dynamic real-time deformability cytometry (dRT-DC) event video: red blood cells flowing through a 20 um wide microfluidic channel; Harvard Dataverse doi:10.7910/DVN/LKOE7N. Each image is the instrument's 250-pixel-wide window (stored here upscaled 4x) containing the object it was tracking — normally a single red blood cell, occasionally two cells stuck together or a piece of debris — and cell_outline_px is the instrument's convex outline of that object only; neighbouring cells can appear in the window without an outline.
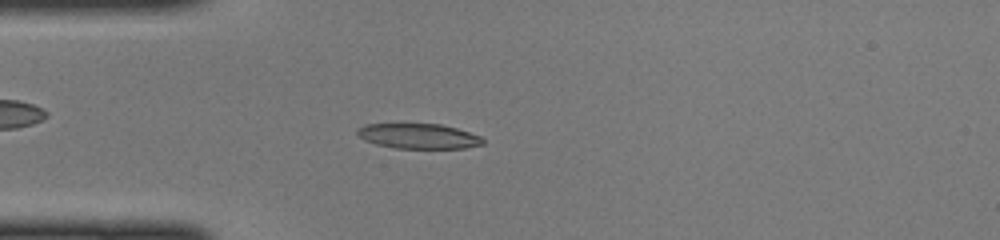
{"species": "common noctule bat (a hibernating species)", "species_latin": "Nyctalus noctula", "temperature_condition": "cold", "stored_images_in_passage": 46, "camera_frame_rate_fps": 3000, "um_per_image_px": 0.085, "animal": {"sex": "female", "body_mass_g": 22.0, "forearm_length_mm": 56.7}, "frame": {"image": 1, "passage_image": 12, "time_ms": 3.667, "image_size_px": [1000, 240], "cell_outline_px": [[484, 144], [464, 148], [396, 148], [376, 144], [364, 140], [356, 132], [356, 128], [364, 124], [440, 124], [456, 128], [480, 136], [484, 140]], "centroid_in_image_um": [35.55, 11.57], "position_along_channel_um": 49.4, "area_um2": 18.26}}
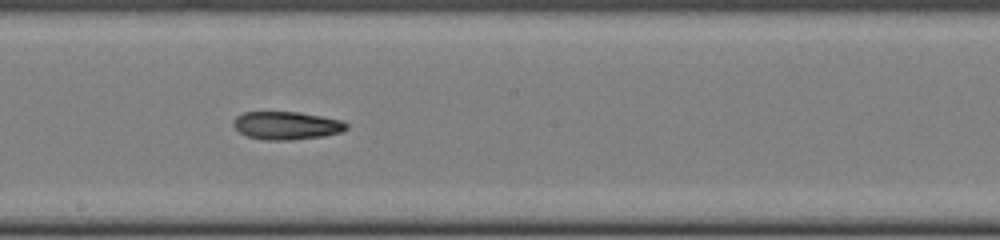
{"frame": {"image": 2, "passage_image": 25, "time_ms": 8.0, "image_size_px": [1000, 240], "cell_outline_px": [[348, 128], [340, 132], [324, 136], [292, 140], [264, 140], [248, 136], [240, 132], [232, 124], [236, 116], [244, 112], [296, 112], [320, 116], [340, 120], [348, 124]], "centroid_in_image_um": [24.35, 10.67], "position_along_channel_um": 223.9, "area_um2": 18.32}}
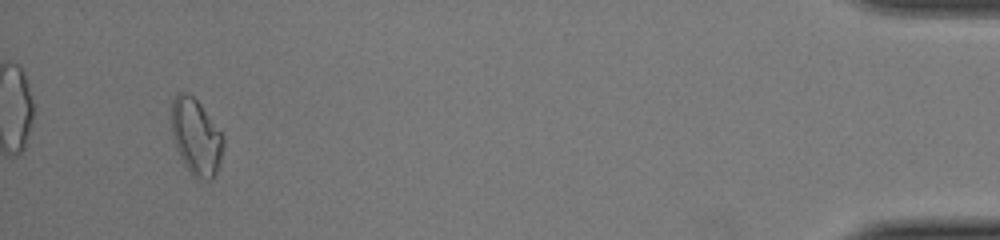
{"frame": {"image": 3, "passage_image": 44, "time_ms": 14.333, "image_size_px": [1000, 240], "cell_outline_px": [[224, 144], [220, 160], [216, 172], [212, 180], [200, 184], [192, 176], [184, 164], [176, 148], [172, 136], [172, 100], [180, 92], [188, 92], [200, 104], [224, 136]], "centroid_in_image_um": [16.67, 11.71], "position_along_channel_um": 418.5, "area_um2": 23.24}}